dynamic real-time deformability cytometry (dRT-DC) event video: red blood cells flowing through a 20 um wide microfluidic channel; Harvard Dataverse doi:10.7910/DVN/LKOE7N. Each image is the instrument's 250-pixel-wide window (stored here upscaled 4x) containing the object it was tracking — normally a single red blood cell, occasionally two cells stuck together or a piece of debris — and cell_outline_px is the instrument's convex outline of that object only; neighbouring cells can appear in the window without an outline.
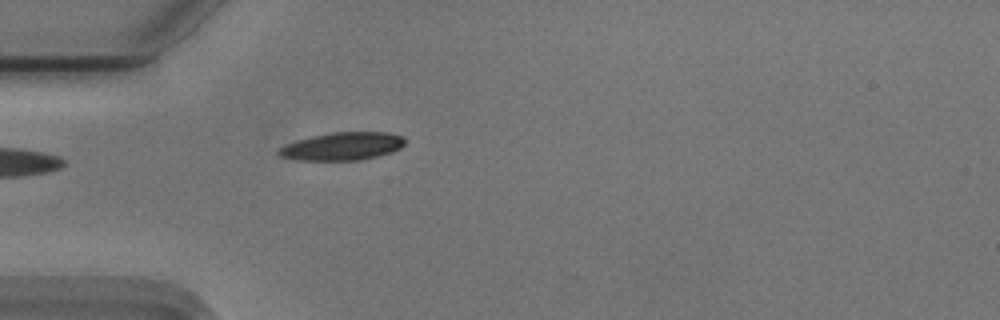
{"species": "Egyptian fruit bat (a non-hibernating species)", "species_latin": "Rousettus aegyptiacus", "temperature_condition": "cold", "stored_images_in_passage": 26, "camera_frame_rate_fps": 3000, "um_per_image_px": 0.085, "animal": {"sex": "male"}, "frame": {"image": 1, "passage_image": 1, "time_ms": 0.0, "image_size_px": [1000, 320], "cell_outline_px": [[404, 144], [400, 148], [392, 152], [376, 156], [356, 160], [296, 160], [280, 156], [276, 152], [284, 144], [296, 140], [312, 136], [332, 132], [388, 132], [404, 136]], "centroid_in_image_um": [29.08, 12.42], "position_along_channel_um": 55.9, "area_um2": 20.52}}
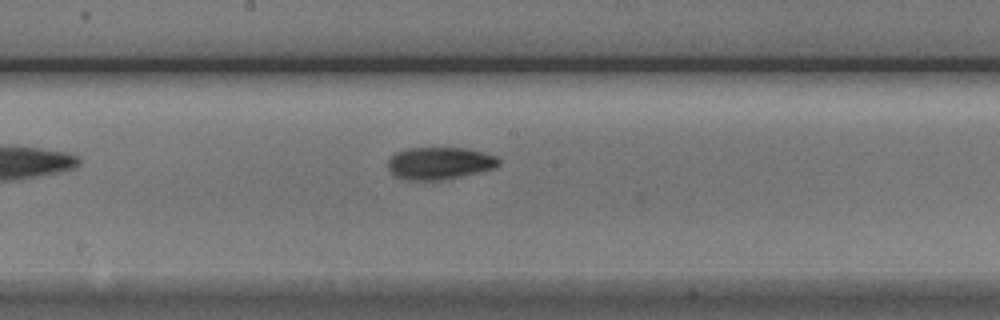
{"frame": {"image": 2, "passage_image": 14, "time_ms": 4.333, "image_size_px": [1000, 320], "cell_outline_px": [[500, 164], [496, 168], [480, 172], [440, 180], [408, 180], [396, 176], [388, 168], [388, 160], [396, 152], [408, 148], [464, 148], [484, 152], [496, 156], [500, 160]], "centroid_in_image_um": [37.39, 13.87], "position_along_channel_um": 210.8, "area_um2": 20.81}}
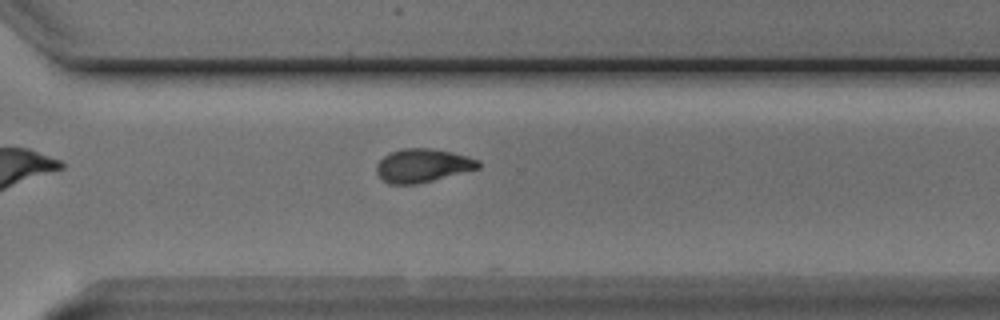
{"frame": {"image": 3, "passage_image": 24, "time_ms": 7.667, "image_size_px": [1000, 320], "cell_outline_px": [[480, 168], [416, 184], [388, 184], [376, 172], [376, 164], [388, 152], [400, 148], [432, 148], [452, 152], [468, 156], [480, 160]], "centroid_in_image_um": [35.91, 14.05], "position_along_channel_um": 334.7, "area_um2": 19.94}}